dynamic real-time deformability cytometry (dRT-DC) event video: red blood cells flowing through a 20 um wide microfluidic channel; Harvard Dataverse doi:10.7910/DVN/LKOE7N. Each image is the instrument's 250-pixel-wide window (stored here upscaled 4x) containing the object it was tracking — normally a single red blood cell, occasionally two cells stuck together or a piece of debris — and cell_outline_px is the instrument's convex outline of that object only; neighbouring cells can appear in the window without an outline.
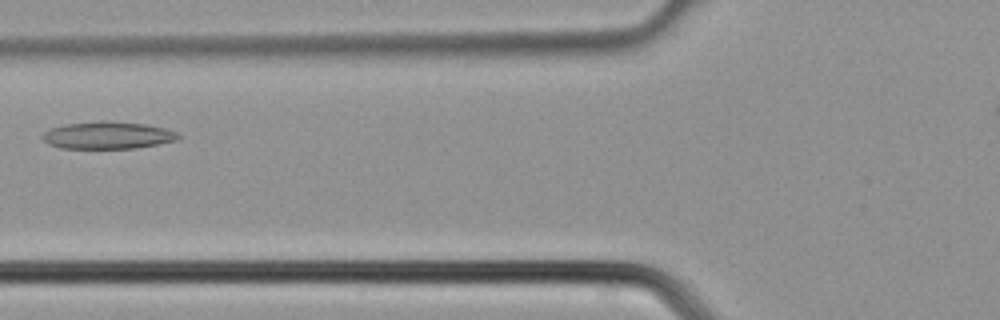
{"species": "common noctule bat (a hibernating species)", "species_latin": "Nyctalus noctula", "temperature_condition": "cold", "stored_images_in_passage": 27, "camera_frame_rate_fps": 3000, "um_per_image_px": 0.085, "animal": {"sex": "male", "body_mass_g": 21.5, "forearm_length_mm": 52.0}, "frame": {"image": 1, "passage_image": 6, "time_ms": 1.667, "image_size_px": [1000, 320], "cell_outline_px": [[184, 136], [176, 140], [136, 148], [60, 148], [48, 144], [40, 136], [44, 132], [52, 128], [68, 124], [108, 120], [144, 124], [164, 128], [176, 132]], "centroid_in_image_um": [9.17, 11.5], "position_along_channel_um": 116.6, "area_um2": 21.44}}
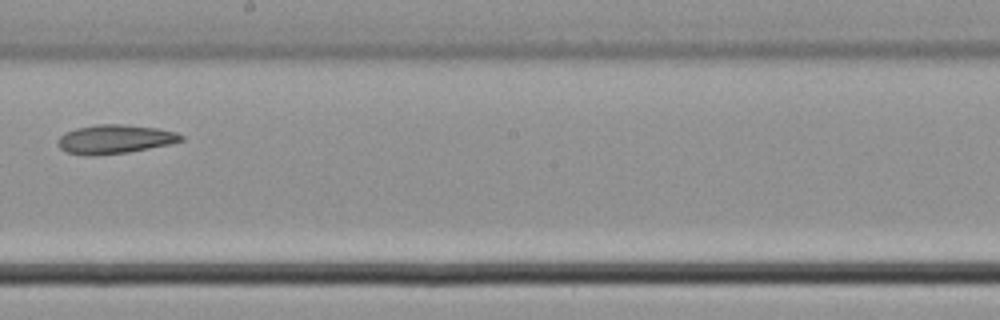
{"frame": {"image": 2, "passage_image": 13, "time_ms": 4.0, "image_size_px": [1000, 320], "cell_outline_px": [[184, 140], [172, 144], [128, 152], [96, 156], [84, 156], [64, 152], [60, 148], [56, 140], [64, 132], [76, 128], [100, 124], [124, 124], [156, 128], [176, 132], [184, 136]], "centroid_in_image_um": [9.73, 11.84], "position_along_channel_um": 238.5, "area_um2": 21.1}}
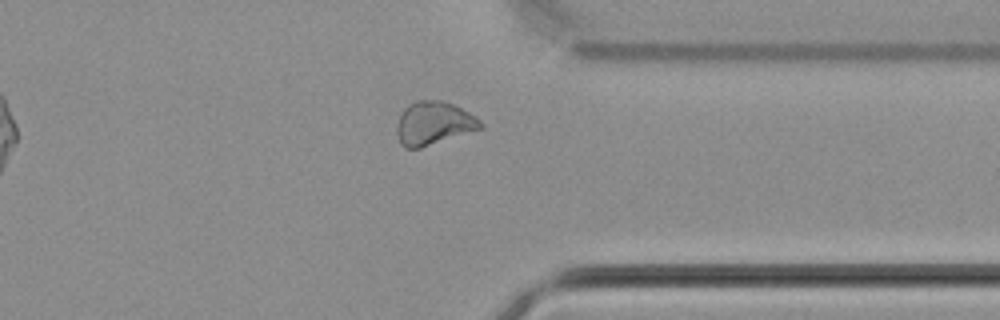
{"frame": {"image": 3, "passage_image": 21, "time_ms": 6.667, "image_size_px": [1000, 320], "cell_outline_px": [[484, 128], [420, 148], [404, 148], [400, 144], [396, 132], [396, 128], [400, 112], [408, 104], [416, 100], [440, 100], [452, 104], [476, 116], [484, 124]], "centroid_in_image_um": [36.85, 10.48], "position_along_channel_um": 374.6, "area_um2": 21.33}}